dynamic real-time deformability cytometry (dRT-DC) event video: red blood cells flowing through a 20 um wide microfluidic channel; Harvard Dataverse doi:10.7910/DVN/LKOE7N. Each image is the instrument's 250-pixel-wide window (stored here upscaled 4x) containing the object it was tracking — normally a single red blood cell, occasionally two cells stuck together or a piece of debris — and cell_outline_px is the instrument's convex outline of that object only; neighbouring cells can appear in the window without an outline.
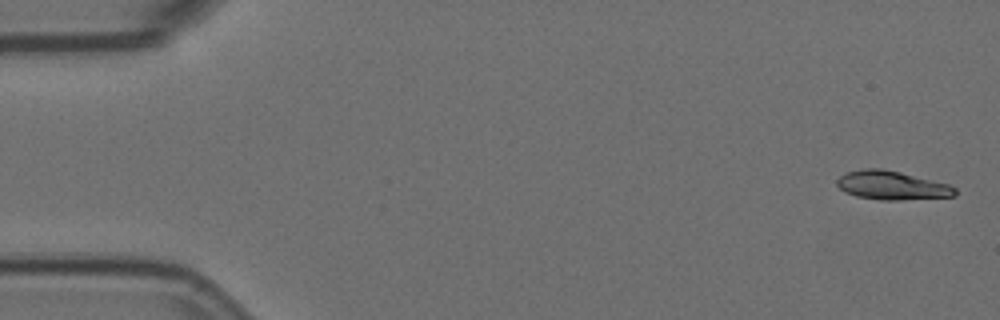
{"species": "Egyptian fruit bat (a non-hibernating species)", "species_latin": "Rousettus aegyptiacus", "temperature_condition": "room temperature", "stored_images_in_passage": 4, "camera_frame_rate_fps": 3000, "um_per_image_px": 0.085, "animal": {"sex": "female"}, "frame": {"image": 1, "passage_image": 1, "time_ms": 0.0, "image_size_px": [1000, 320], "cell_outline_px": [[956, 196], [900, 200], [880, 200], [856, 196], [844, 192], [836, 184], [836, 180], [840, 176], [848, 172], [860, 168], [880, 168], [900, 172], [948, 184], [956, 188]], "centroid_in_image_um": [75.78, 15.76], "position_along_channel_um": 9.2, "area_um2": 19.77}}